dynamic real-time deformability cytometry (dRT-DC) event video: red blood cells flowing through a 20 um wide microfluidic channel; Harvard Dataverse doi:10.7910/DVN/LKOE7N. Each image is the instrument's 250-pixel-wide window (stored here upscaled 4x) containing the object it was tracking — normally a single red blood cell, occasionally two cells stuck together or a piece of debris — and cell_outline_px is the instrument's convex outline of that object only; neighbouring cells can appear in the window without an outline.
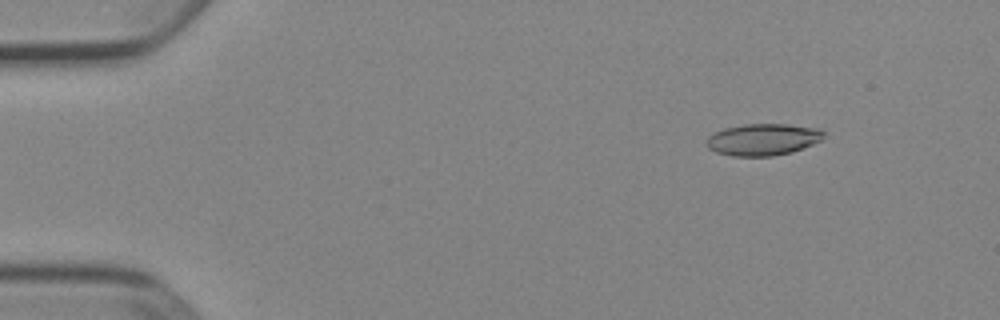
{"species": "Egyptian fruit bat (a non-hibernating species)", "species_latin": "Rousettus aegyptiacus", "temperature_condition": "cold", "stored_images_in_passage": 53, "camera_frame_rate_fps": 3000, "um_per_image_px": 0.085, "animal": {"sex": "female"}, "frame": {"image": 1, "passage_image": 7, "time_ms": 2.0, "image_size_px": [1000, 320], "cell_outline_px": [[824, 136], [820, 140], [812, 144], [792, 152], [772, 156], [732, 156], [716, 152], [708, 148], [708, 136], [712, 132], [724, 128], [744, 124], [788, 124], [820, 128], [824, 132]], "centroid_in_image_um": [64.85, 11.85], "position_along_channel_um": 20.2, "area_um2": 21.73}}
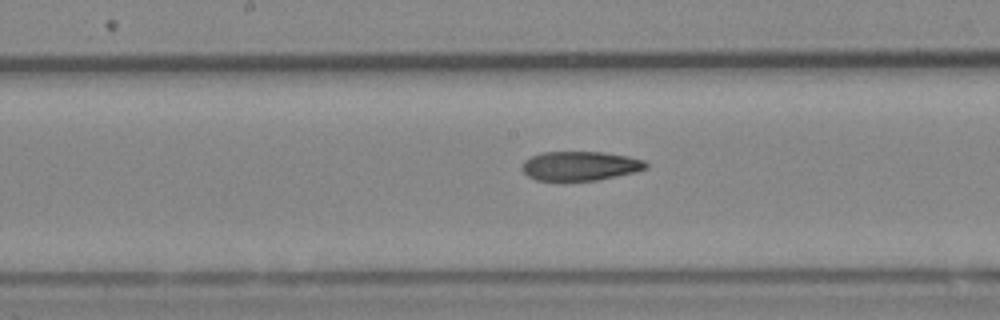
{"frame": {"image": 2, "passage_image": 28, "time_ms": 9.0, "image_size_px": [1000, 320], "cell_outline_px": [[648, 168], [636, 172], [596, 180], [536, 180], [528, 176], [520, 168], [524, 160], [540, 152], [604, 152], [628, 156], [644, 160], [648, 164]], "centroid_in_image_um": [49.31, 14.09], "position_along_channel_um": 198.9, "area_um2": 21.15}}
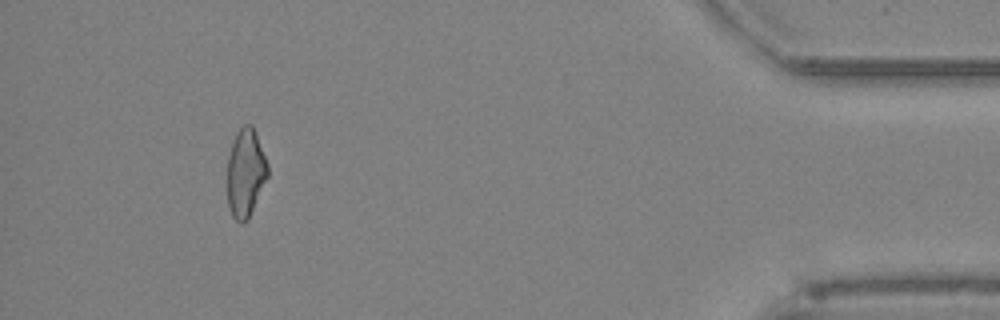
{"frame": {"image": 3, "passage_image": 49, "time_ms": 16.0, "image_size_px": [1000, 320], "cell_outline_px": [[268, 176], [248, 220], [244, 224], [240, 224], [232, 216], [228, 204], [228, 156], [232, 140], [236, 132], [244, 124], [252, 124], [268, 164]], "centroid_in_image_um": [20.87, 14.7], "position_along_channel_um": 414.3, "area_um2": 20.87}, "authors_computed_cell_mechanics": {"area_um2": 21.7906, "velocity_mm_per_s": 3.9289, "shape_relaxation_time_tau1_ms": null, "shape_relaxation_time_tau2_ms": 4.2105, "deformation_change_tau1": null, "deformation_change_tau2": 0.1289}}